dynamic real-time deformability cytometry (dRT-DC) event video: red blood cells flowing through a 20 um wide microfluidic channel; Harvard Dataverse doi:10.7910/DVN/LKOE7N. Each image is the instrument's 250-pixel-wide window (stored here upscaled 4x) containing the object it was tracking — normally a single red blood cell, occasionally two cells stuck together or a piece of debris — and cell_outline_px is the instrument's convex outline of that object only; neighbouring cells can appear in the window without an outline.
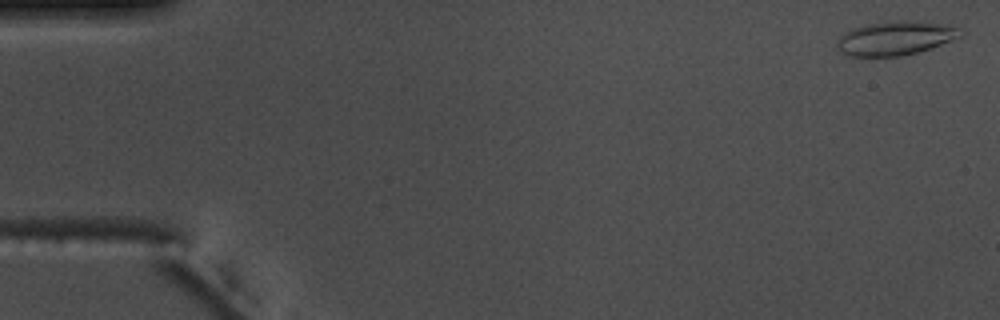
{"species": "common noctule bat (a hibernating species)", "species_latin": "Nyctalus noctula", "temperature_condition": "warm", "stored_images_in_passage": 54, "camera_frame_rate_fps": 3000, "um_per_image_px": 0.085, "animal": {"sex": "male", "body_mass_g": 17.5, "forearm_length_mm": 52.3}, "frame": {"image": 1, "passage_image": 1, "time_ms": 0.0, "image_size_px": [1000, 320], "cell_outline_px": [[964, 36], [916, 52], [900, 56], [852, 56], [840, 52], [836, 48], [836, 44], [840, 36], [844, 32], [852, 28], [872, 24], [904, 20], [940, 24], [956, 28], [964, 32]], "centroid_in_image_um": [76.06, 3.26], "position_along_channel_um": 8.9, "area_um2": 23.87}}
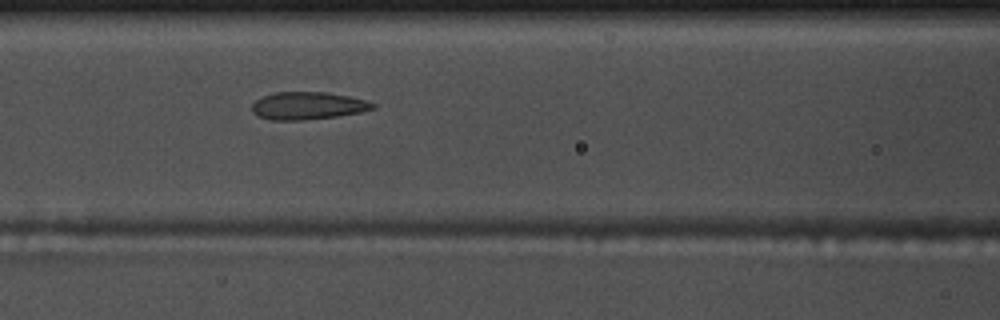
{"frame": {"image": 2, "passage_image": 23, "time_ms": 7.333, "image_size_px": [1000, 320], "cell_outline_px": [[376, 108], [360, 112], [336, 116], [300, 120], [272, 120], [260, 116], [252, 112], [252, 104], [256, 100], [264, 96], [276, 92], [324, 92], [348, 96], [364, 100], [376, 104]], "centroid_in_image_um": [26.16, 8.98], "position_along_channel_um": 140.4, "area_um2": 19.13}}
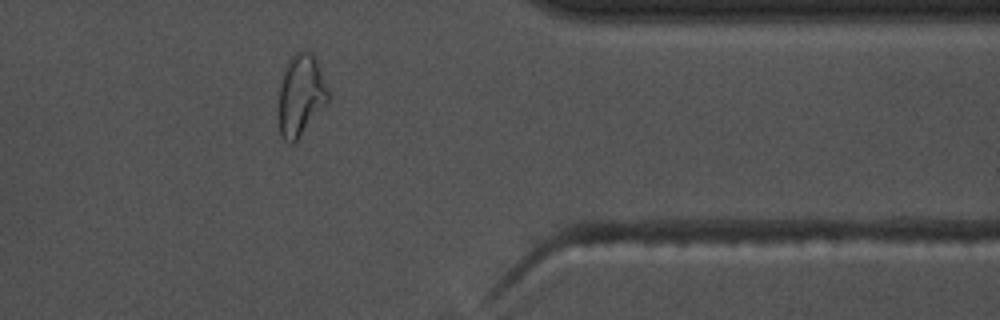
{"frame": {"image": 3, "passage_image": 44, "time_ms": 14.333, "image_size_px": [1000, 320], "cell_outline_px": [[328, 100], [296, 140], [292, 144], [288, 144], [280, 136], [280, 84], [284, 68], [288, 60], [296, 52], [312, 52], [316, 60], [328, 88]], "centroid_in_image_um": [25.55, 8.07], "position_along_channel_um": 385.8, "area_um2": 22.77}, "authors_computed_cell_mechanics": {"area_um2": 21.7906, "velocity_mm_per_s": 3.7202, "shape_relaxation_time_tau1_ms": null, "shape_relaxation_time_tau2_ms": 1.3605, "deformation_change_tau1": null, "deformation_change_tau2": 0.0921}}